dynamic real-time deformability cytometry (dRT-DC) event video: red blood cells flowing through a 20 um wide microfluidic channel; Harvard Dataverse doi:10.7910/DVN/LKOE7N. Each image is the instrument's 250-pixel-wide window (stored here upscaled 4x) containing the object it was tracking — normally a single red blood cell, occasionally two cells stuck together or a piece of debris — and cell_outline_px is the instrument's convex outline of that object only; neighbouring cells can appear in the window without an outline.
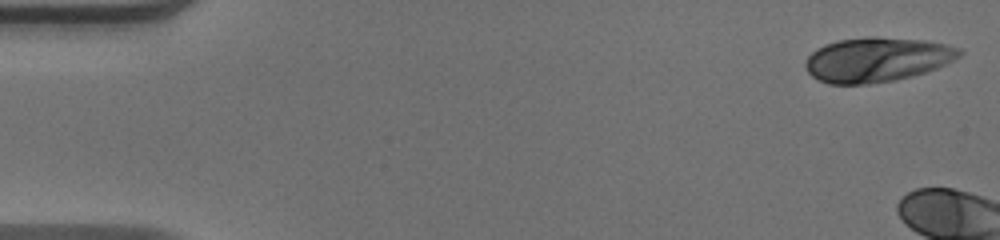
{"species": "human", "species_latin": "Homo sapiens", "temperature_condition": "warm", "stored_images_in_passage": 6, "camera_frame_rate_fps": 3000, "um_per_image_px": 0.085, "donor": {"sex": "male"}, "frame": {"image": 1, "passage_image": 1, "time_ms": 0.0, "image_size_px": [1000, 240], "cell_outline_px": [[964, 52], [960, 56], [936, 68], [912, 76], [896, 80], [868, 84], [828, 84], [812, 76], [808, 72], [804, 64], [804, 60], [816, 48], [824, 44], [836, 40], [868, 36], [876, 36], [924, 40], [948, 44], [964, 48]], "centroid_in_image_um": [74.54, 5.05], "position_along_channel_um": 10.5, "area_um2": 40.4}}